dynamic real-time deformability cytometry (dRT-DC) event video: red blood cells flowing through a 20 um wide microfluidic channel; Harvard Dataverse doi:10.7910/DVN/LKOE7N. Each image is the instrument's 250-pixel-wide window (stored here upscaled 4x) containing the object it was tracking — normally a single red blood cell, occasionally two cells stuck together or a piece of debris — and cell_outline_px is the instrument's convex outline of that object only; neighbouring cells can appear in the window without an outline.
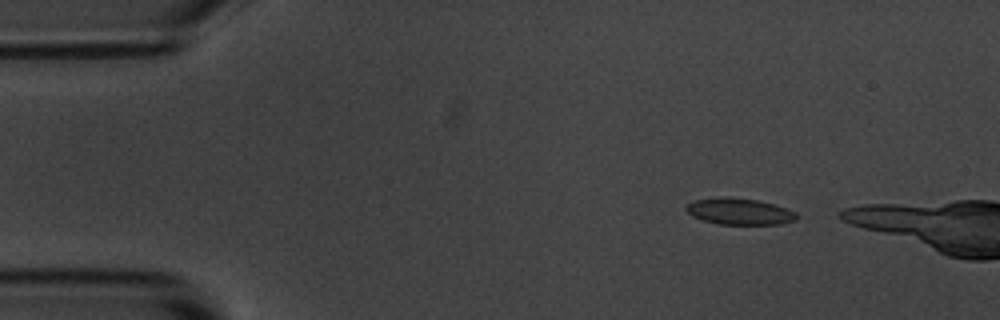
{"species": "common noctule bat (a hibernating species)", "species_latin": "Nyctalus noctula", "temperature_condition": "room temperature", "stored_images_in_passage": 4, "camera_frame_rate_fps": 3000, "um_per_image_px": 0.085, "animal": {"sex": "male", "body_mass_g": 20.1, "forearm_length_mm": 53.5}, "frame": {"image": 1, "passage_image": 2, "time_ms": 1.333, "image_size_px": [1000, 320], "cell_outline_px": [[796, 220], [780, 224], [720, 224], [704, 220], [692, 216], [684, 208], [692, 200], [716, 196], [724, 196], [756, 200], [772, 204], [796, 212]], "centroid_in_image_um": [62.79, 17.96], "position_along_channel_um": 22.2, "area_um2": 16.94}}